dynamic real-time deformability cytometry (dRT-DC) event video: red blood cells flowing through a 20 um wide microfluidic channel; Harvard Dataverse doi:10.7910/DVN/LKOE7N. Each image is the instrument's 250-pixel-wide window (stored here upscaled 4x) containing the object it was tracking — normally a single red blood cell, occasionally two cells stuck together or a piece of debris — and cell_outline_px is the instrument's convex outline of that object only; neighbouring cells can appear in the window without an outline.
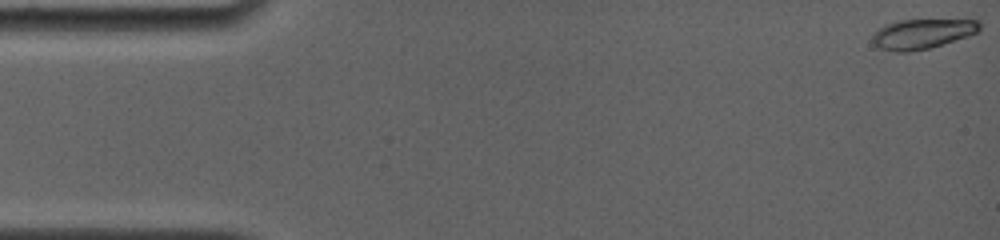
{"species": "common noctule bat (a hibernating species)", "species_latin": "Nyctalus noctula", "temperature_condition": "room temperature", "stored_images_in_passage": 10, "camera_frame_rate_fps": 4000, "um_per_image_px": 0.085, "animal": {"sex": "female", "body_mass_g": 19.0, "forearm_length_mm": 56.7}, "frame": {"image": 1, "passage_image": 1, "time_ms": 0.0, "image_size_px": [1000, 240], "cell_outline_px": [[980, 32], [944, 44], [928, 48], [908, 52], [892, 52], [880, 48], [872, 40], [872, 32], [884, 24], [896, 20], [980, 20]], "centroid_in_image_um": [78.37, 2.87], "position_along_channel_um": 6.6, "area_um2": 18.84}}
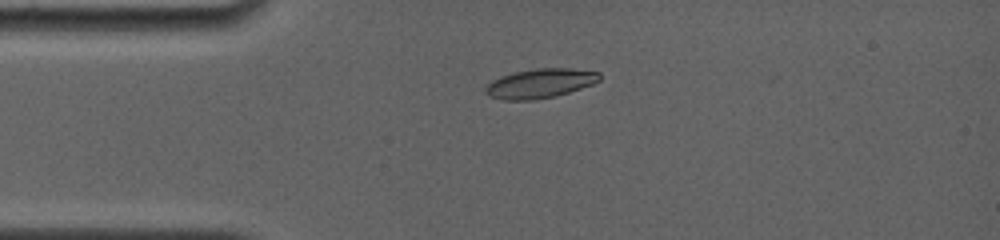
{"frame": {"image": 2, "passage_image": 6, "time_ms": 3.75, "image_size_px": [1000, 240], "cell_outline_px": [[600, 80], [592, 84], [556, 96], [532, 100], [504, 100], [488, 96], [484, 92], [484, 88], [492, 80], [500, 76], [516, 72], [536, 68], [568, 68], [600, 72]], "centroid_in_image_um": [45.87, 7.09], "position_along_channel_um": 39.1, "area_um2": 19.48}}
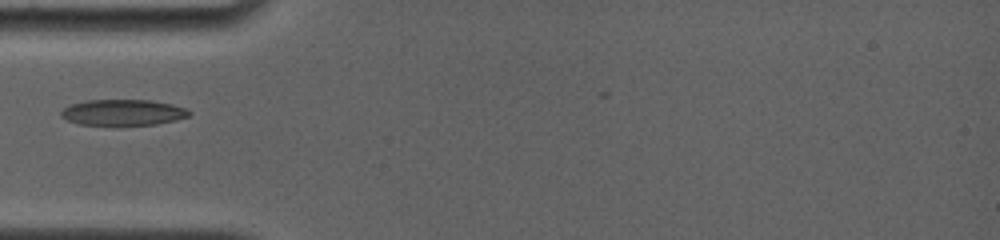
{"frame": {"image": 3, "passage_image": 8, "time_ms": 5.25, "image_size_px": [1000, 240], "cell_outline_px": [[192, 112], [188, 116], [176, 120], [156, 124], [116, 128], [80, 124], [68, 120], [60, 116], [60, 112], [64, 108], [72, 104], [88, 100], [152, 100], [172, 104], [188, 108]], "centroid_in_image_um": [10.47, 9.6], "position_along_channel_um": 74.5, "area_um2": 20.23}}